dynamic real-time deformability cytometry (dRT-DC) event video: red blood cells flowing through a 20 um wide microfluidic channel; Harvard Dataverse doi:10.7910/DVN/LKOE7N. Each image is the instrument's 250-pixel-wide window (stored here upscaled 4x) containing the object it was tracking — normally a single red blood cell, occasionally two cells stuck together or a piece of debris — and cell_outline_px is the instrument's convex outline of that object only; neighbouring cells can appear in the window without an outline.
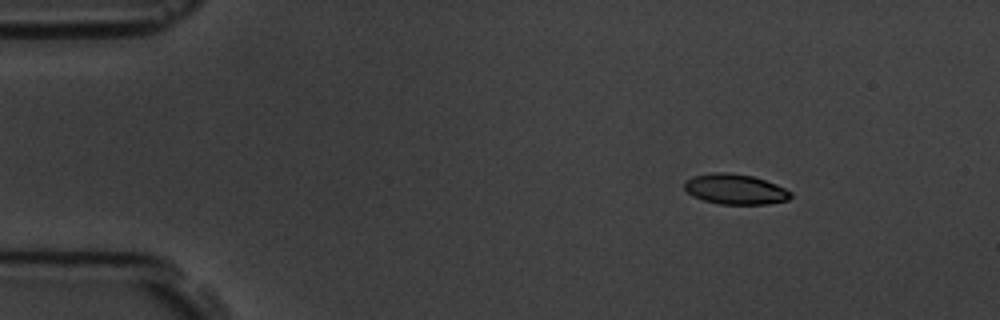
{"species": "common noctule bat (a hibernating species)", "species_latin": "Nyctalus noctula", "temperature_condition": "room temperature", "stored_images_in_passage": 9, "camera_frame_rate_fps": 3000, "um_per_image_px": 0.085, "animal": {"sex": "male", "body_mass_g": 19.5, "forearm_length_mm": 54.6}, "frame": {"image": 1, "passage_image": 1, "time_ms": 0.0, "image_size_px": [1000, 320], "cell_outline_px": [[792, 196], [788, 200], [764, 204], [720, 204], [704, 200], [692, 196], [684, 188], [684, 184], [692, 176], [712, 172], [728, 172], [752, 176], [776, 184], [792, 192]], "centroid_in_image_um": [62.49, 16.08], "position_along_channel_um": 22.5, "area_um2": 18.67}}
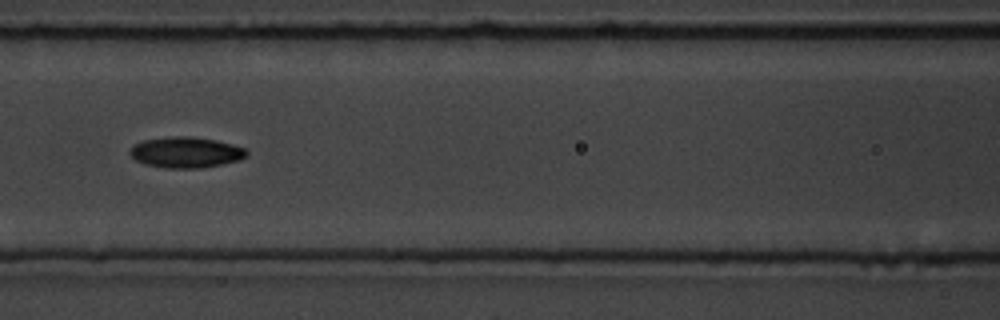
{"frame": {"image": 2, "passage_image": 6, "time_ms": 5.667, "image_size_px": [1000, 320], "cell_outline_px": [[248, 156], [240, 160], [200, 168], [164, 168], [144, 164], [136, 160], [128, 152], [132, 144], [144, 140], [172, 136], [192, 136], [216, 140], [232, 144], [244, 148], [248, 152]], "centroid_in_image_um": [15.78, 12.94], "position_along_channel_um": 150.8, "area_um2": 21.1}}
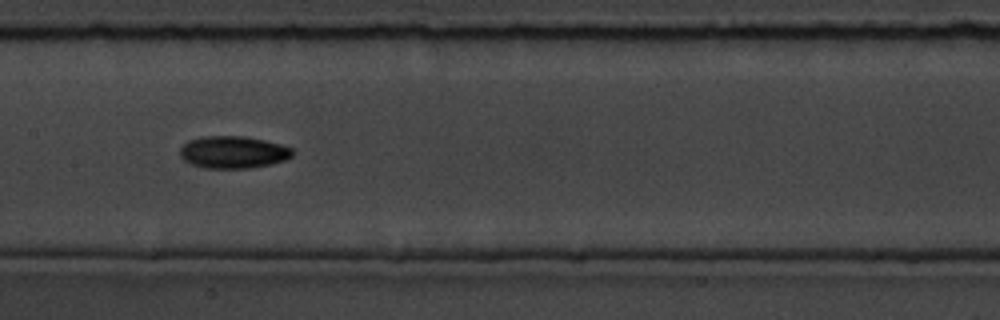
{"frame": {"image": 3, "passage_image": 7, "time_ms": 6.667, "image_size_px": [1000, 320], "cell_outline_px": [[296, 152], [292, 156], [284, 160], [268, 164], [248, 168], [204, 168], [192, 164], [184, 160], [180, 156], [180, 148], [188, 140], [200, 136], [244, 136], [264, 140], [280, 144], [292, 148]], "centroid_in_image_um": [19.81, 12.92], "position_along_channel_um": 187.6, "area_um2": 21.15}}